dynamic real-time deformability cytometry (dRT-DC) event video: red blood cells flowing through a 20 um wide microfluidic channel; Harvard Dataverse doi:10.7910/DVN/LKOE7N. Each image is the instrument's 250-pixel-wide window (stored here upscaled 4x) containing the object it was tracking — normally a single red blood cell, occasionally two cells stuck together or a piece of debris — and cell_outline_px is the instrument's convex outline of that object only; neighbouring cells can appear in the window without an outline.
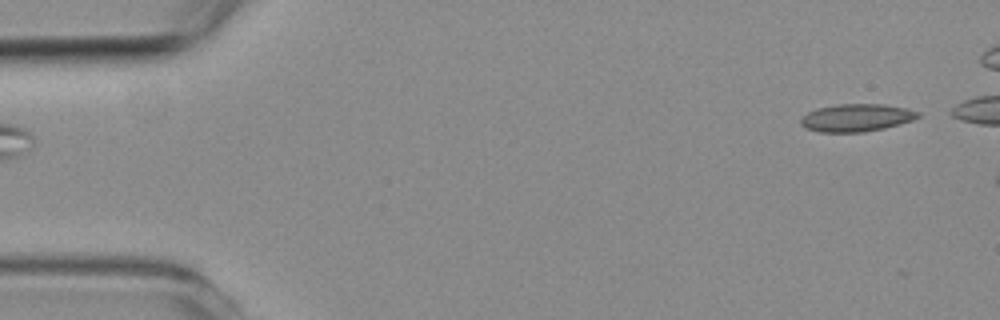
{"species": "common noctule bat (a hibernating species)", "species_latin": "Nyctalus noctula", "temperature_condition": "room temperature", "stored_images_in_passage": 3, "camera_frame_rate_fps": 3000, "um_per_image_px": 0.085, "animal": {"sex": "female", "body_mass_g": 19.3, "forearm_length_mm": 54.1}, "frame": {"image": 1, "passage_image": 3, "time_ms": 3.0, "image_size_px": [1000, 320], "cell_outline_px": [[920, 116], [912, 120], [900, 124], [884, 128], [864, 132], [820, 132], [804, 128], [800, 124], [800, 120], [808, 112], [816, 108], [840, 104], [884, 104], [908, 108], [920, 112]], "centroid_in_image_um": [72.81, 10.0], "position_along_channel_um": 12.2, "area_um2": 18.96}}